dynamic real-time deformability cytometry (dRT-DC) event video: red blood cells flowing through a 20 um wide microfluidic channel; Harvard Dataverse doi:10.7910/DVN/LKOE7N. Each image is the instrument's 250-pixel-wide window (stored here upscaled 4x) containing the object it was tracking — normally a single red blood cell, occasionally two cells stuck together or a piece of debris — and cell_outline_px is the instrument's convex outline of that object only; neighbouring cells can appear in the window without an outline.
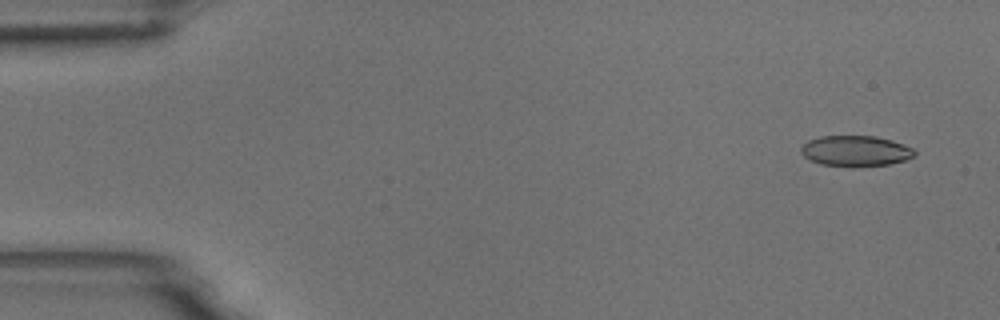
{"species": "common noctule bat (a hibernating species)", "species_latin": "Nyctalus noctula", "temperature_condition": "room temperature", "stored_images_in_passage": 54, "camera_frame_rate_fps": 3000, "um_per_image_px": 0.085, "animal": {"sex": "male", "body_mass_g": 18.8}, "frame": {"image": 1, "passage_image": 3, "time_ms": 0.667, "image_size_px": [1000, 320], "cell_outline_px": [[916, 156], [904, 160], [888, 164], [820, 164], [804, 156], [800, 152], [800, 148], [808, 140], [820, 136], [876, 136], [892, 140], [912, 148], [916, 152]], "centroid_in_image_um": [72.73, 12.78], "position_along_channel_um": 12.3, "area_um2": 19.54}}
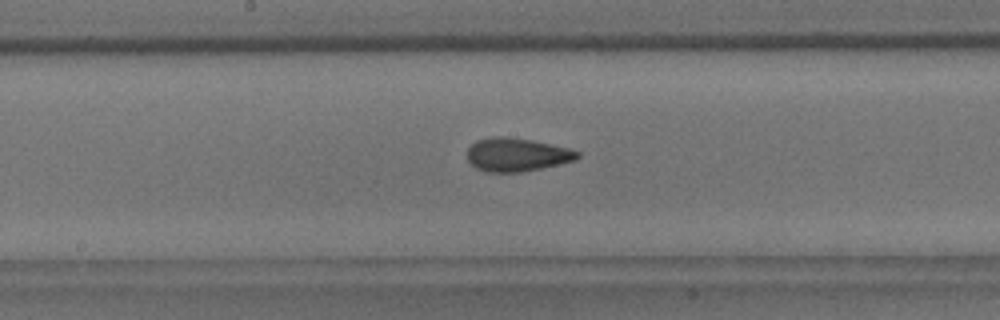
{"frame": {"image": 2, "passage_image": 28, "time_ms": 9.0, "image_size_px": [1000, 320], "cell_outline_px": [[580, 156], [576, 160], [540, 168], [520, 172], [484, 172], [476, 168], [468, 160], [468, 148], [476, 140], [492, 136], [504, 136], [532, 140], [568, 148], [580, 152]], "centroid_in_image_um": [43.91, 13.14], "position_along_channel_um": 204.3, "area_um2": 21.39}}
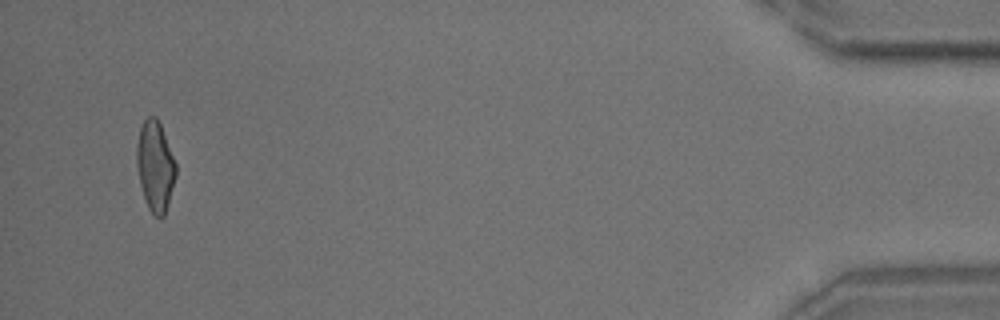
{"frame": {"image": 3, "passage_image": 52, "time_ms": 17.0, "image_size_px": [1000, 320], "cell_outline_px": [[176, 176], [164, 216], [160, 220], [148, 208], [140, 184], [136, 164], [136, 144], [140, 128], [144, 120], [148, 116], [156, 116], [160, 124], [176, 164]], "centroid_in_image_um": [13.18, 14.12], "position_along_channel_um": 422.0, "area_um2": 20.46}, "authors_computed_cell_mechanics": {"area_um2": 20.6924, "velocity_mm_per_s": 3.7166, "shape_relaxation_time_tau1_ms": 4.7142, "shape_relaxation_time_tau2_ms": 1.7467, "deformation_change_tau1": 0.1476, "deformation_change_tau2": 0.0791}}